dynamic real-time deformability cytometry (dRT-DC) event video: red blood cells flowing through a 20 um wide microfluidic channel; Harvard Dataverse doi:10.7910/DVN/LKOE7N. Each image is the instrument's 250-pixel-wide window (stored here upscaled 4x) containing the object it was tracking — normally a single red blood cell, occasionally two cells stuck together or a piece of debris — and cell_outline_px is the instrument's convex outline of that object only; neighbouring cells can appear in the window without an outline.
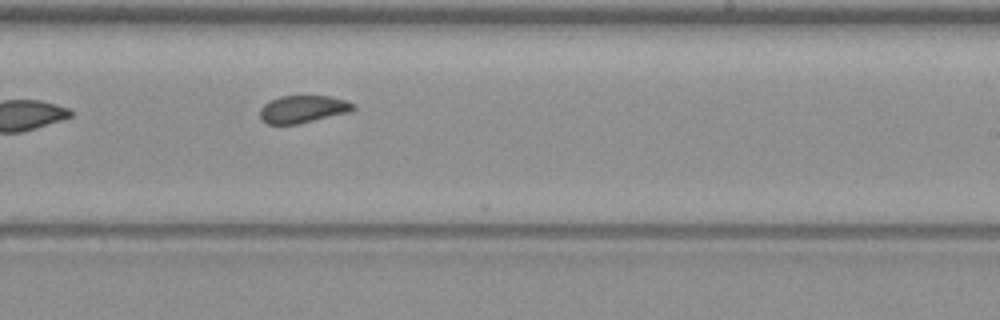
{"species": "common noctule bat (a hibernating species)", "species_latin": "Nyctalus noctula", "temperature_condition": "warm", "stored_images_in_passage": 10, "camera_frame_rate_fps": 3000, "um_per_image_px": 0.085, "animal": {"sex": "female", "body_mass_g": 19.3, "forearm_length_mm": 54.1}, "frame": {"image": 1, "passage_image": 10, "time_ms": 11.667, "image_size_px": [1000, 320], "cell_outline_px": [[356, 108], [352, 112], [296, 124], [268, 124], [260, 116], [260, 108], [268, 100], [280, 96], [332, 96], [356, 104]], "centroid_in_image_um": [25.78, 9.26], "position_along_channel_um": 263.2, "area_um2": 15.03}}